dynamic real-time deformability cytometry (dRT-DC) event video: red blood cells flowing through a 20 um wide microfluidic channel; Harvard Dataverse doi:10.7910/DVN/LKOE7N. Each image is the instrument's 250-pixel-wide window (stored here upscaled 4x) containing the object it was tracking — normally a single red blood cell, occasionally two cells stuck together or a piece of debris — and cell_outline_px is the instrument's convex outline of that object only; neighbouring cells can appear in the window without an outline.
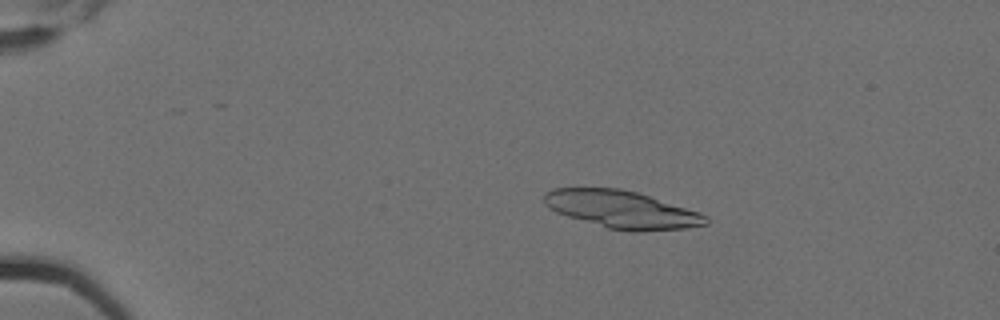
{"species": "Egyptian fruit bat (a non-hibernating species)", "species_latin": "Rousettus aegyptiacus", "temperature_condition": "cold", "stored_images_in_passage": 5, "camera_frame_rate_fps": 3000, "um_per_image_px": 0.085, "animal": {"sex": "female"}, "frame": {"image": 1, "passage_image": 3, "time_ms": 0.667, "image_size_px": [1000, 320], "cell_outline_px": [[708, 224], [688, 228], [640, 232], [628, 232], [608, 228], [568, 216], [556, 212], [548, 208], [544, 204], [544, 192], [552, 188], [620, 188], [636, 192], [700, 212], [708, 216]], "centroid_in_image_um": [52.86, 17.81], "position_along_channel_um": 32.1, "area_um2": 35.49}}